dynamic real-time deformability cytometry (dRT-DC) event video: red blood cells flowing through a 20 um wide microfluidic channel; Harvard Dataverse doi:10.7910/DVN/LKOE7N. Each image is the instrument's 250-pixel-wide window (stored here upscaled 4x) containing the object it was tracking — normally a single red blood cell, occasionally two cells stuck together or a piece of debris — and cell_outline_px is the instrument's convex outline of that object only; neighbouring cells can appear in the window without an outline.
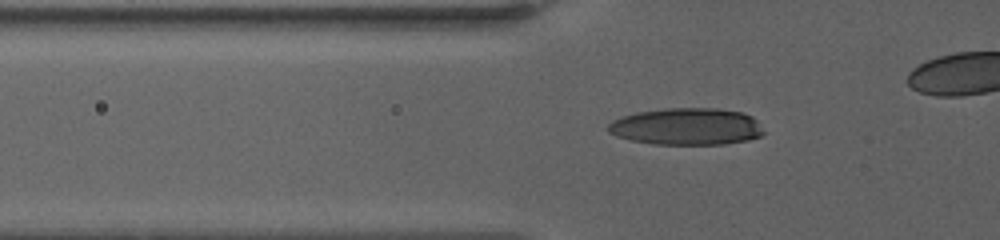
{"species": "human", "species_latin": "Homo sapiens", "temperature_condition": "warm", "stored_images_in_passage": 47, "camera_frame_rate_fps": 3000, "um_per_image_px": 0.085, "donor": {"sex": "female"}, "frame": {"image": 1, "passage_image": 17, "time_ms": 8.333, "image_size_px": [1000, 240], "cell_outline_px": [[764, 132], [760, 136], [748, 140], [724, 144], [652, 144], [632, 140], [616, 136], [608, 132], [608, 124], [612, 120], [636, 112], [664, 108], [720, 108], [740, 112], [752, 116], [756, 120]], "centroid_in_image_um": [58.35, 10.75], "position_along_channel_um": 67.4, "area_um2": 33.52}}
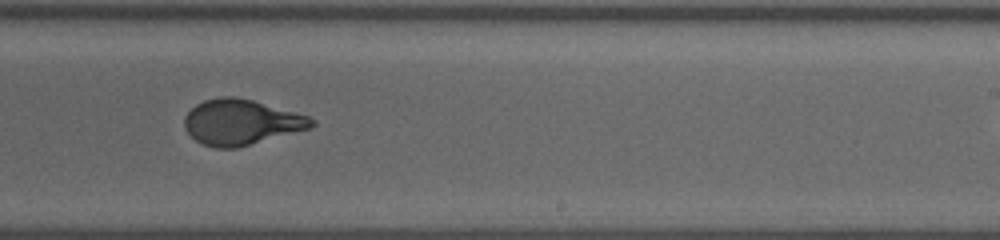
{"frame": {"image": 2, "passage_image": 33, "time_ms": 15.0, "image_size_px": [1000, 240], "cell_outline_px": [[316, 124], [308, 128], [236, 148], [216, 148], [200, 144], [184, 128], [184, 116], [196, 104], [204, 100], [220, 96], [236, 96], [252, 100], [308, 116]], "centroid_in_image_um": [20.42, 10.38], "position_along_channel_um": 268.6, "area_um2": 33.23}}
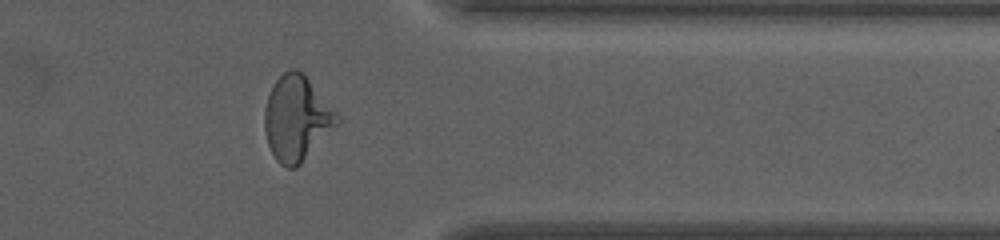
{"frame": {"image": 3, "passage_image": 43, "time_ms": 19.0, "image_size_px": [1000, 240], "cell_outline_px": [[340, 120], [300, 164], [296, 168], [288, 168], [280, 164], [276, 160], [268, 144], [264, 128], [264, 108], [268, 96], [276, 80], [288, 68], [296, 68], [304, 72], [340, 116]], "centroid_in_image_um": [25.2, 10.02], "position_along_channel_um": 386.2, "area_um2": 35.66}}